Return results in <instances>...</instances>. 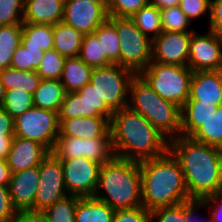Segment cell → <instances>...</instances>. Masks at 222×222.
I'll return each mask as SVG.
<instances>
[{
    "mask_svg": "<svg viewBox=\"0 0 222 222\" xmlns=\"http://www.w3.org/2000/svg\"><path fill=\"white\" fill-rule=\"evenodd\" d=\"M13 138L0 137V160H7Z\"/></svg>",
    "mask_w": 222,
    "mask_h": 222,
    "instance_id": "816d5d0a",
    "label": "cell"
},
{
    "mask_svg": "<svg viewBox=\"0 0 222 222\" xmlns=\"http://www.w3.org/2000/svg\"><path fill=\"white\" fill-rule=\"evenodd\" d=\"M17 222H49L43 210H23L16 216Z\"/></svg>",
    "mask_w": 222,
    "mask_h": 222,
    "instance_id": "c3c4849f",
    "label": "cell"
},
{
    "mask_svg": "<svg viewBox=\"0 0 222 222\" xmlns=\"http://www.w3.org/2000/svg\"><path fill=\"white\" fill-rule=\"evenodd\" d=\"M135 73L118 64L92 69L90 83L96 88L101 101L115 112L128 106L130 83Z\"/></svg>",
    "mask_w": 222,
    "mask_h": 222,
    "instance_id": "ba28073f",
    "label": "cell"
},
{
    "mask_svg": "<svg viewBox=\"0 0 222 222\" xmlns=\"http://www.w3.org/2000/svg\"><path fill=\"white\" fill-rule=\"evenodd\" d=\"M34 106L33 94L20 90H6L2 108L13 118L23 114Z\"/></svg>",
    "mask_w": 222,
    "mask_h": 222,
    "instance_id": "e575fe53",
    "label": "cell"
},
{
    "mask_svg": "<svg viewBox=\"0 0 222 222\" xmlns=\"http://www.w3.org/2000/svg\"><path fill=\"white\" fill-rule=\"evenodd\" d=\"M92 67L86 65L78 56L66 57L60 78L66 93L75 92L90 82Z\"/></svg>",
    "mask_w": 222,
    "mask_h": 222,
    "instance_id": "603a6c76",
    "label": "cell"
},
{
    "mask_svg": "<svg viewBox=\"0 0 222 222\" xmlns=\"http://www.w3.org/2000/svg\"><path fill=\"white\" fill-rule=\"evenodd\" d=\"M53 25L22 23L21 45L34 47L43 52L53 49Z\"/></svg>",
    "mask_w": 222,
    "mask_h": 222,
    "instance_id": "4316f807",
    "label": "cell"
},
{
    "mask_svg": "<svg viewBox=\"0 0 222 222\" xmlns=\"http://www.w3.org/2000/svg\"><path fill=\"white\" fill-rule=\"evenodd\" d=\"M187 201L150 211L149 222H185Z\"/></svg>",
    "mask_w": 222,
    "mask_h": 222,
    "instance_id": "60d3db41",
    "label": "cell"
},
{
    "mask_svg": "<svg viewBox=\"0 0 222 222\" xmlns=\"http://www.w3.org/2000/svg\"><path fill=\"white\" fill-rule=\"evenodd\" d=\"M91 2H94V3H97V4H106L107 5V2L108 0H90Z\"/></svg>",
    "mask_w": 222,
    "mask_h": 222,
    "instance_id": "11a10c76",
    "label": "cell"
},
{
    "mask_svg": "<svg viewBox=\"0 0 222 222\" xmlns=\"http://www.w3.org/2000/svg\"><path fill=\"white\" fill-rule=\"evenodd\" d=\"M11 175L7 160H0V185H9Z\"/></svg>",
    "mask_w": 222,
    "mask_h": 222,
    "instance_id": "f907efd6",
    "label": "cell"
},
{
    "mask_svg": "<svg viewBox=\"0 0 222 222\" xmlns=\"http://www.w3.org/2000/svg\"><path fill=\"white\" fill-rule=\"evenodd\" d=\"M18 211L12 204L8 185H0V221L16 218Z\"/></svg>",
    "mask_w": 222,
    "mask_h": 222,
    "instance_id": "ee69618b",
    "label": "cell"
},
{
    "mask_svg": "<svg viewBox=\"0 0 222 222\" xmlns=\"http://www.w3.org/2000/svg\"><path fill=\"white\" fill-rule=\"evenodd\" d=\"M113 114L114 111L101 101L90 82L78 91L66 93L58 112L59 120L76 117H106L111 120Z\"/></svg>",
    "mask_w": 222,
    "mask_h": 222,
    "instance_id": "8fae6325",
    "label": "cell"
},
{
    "mask_svg": "<svg viewBox=\"0 0 222 222\" xmlns=\"http://www.w3.org/2000/svg\"><path fill=\"white\" fill-rule=\"evenodd\" d=\"M150 211L143 206L115 210L112 222H149Z\"/></svg>",
    "mask_w": 222,
    "mask_h": 222,
    "instance_id": "7bdbcfd3",
    "label": "cell"
},
{
    "mask_svg": "<svg viewBox=\"0 0 222 222\" xmlns=\"http://www.w3.org/2000/svg\"><path fill=\"white\" fill-rule=\"evenodd\" d=\"M52 153L60 160L84 157L101 165L115 157L111 131L101 138L58 136Z\"/></svg>",
    "mask_w": 222,
    "mask_h": 222,
    "instance_id": "30bf717a",
    "label": "cell"
},
{
    "mask_svg": "<svg viewBox=\"0 0 222 222\" xmlns=\"http://www.w3.org/2000/svg\"><path fill=\"white\" fill-rule=\"evenodd\" d=\"M148 4L149 0H108L107 13L109 17L131 18Z\"/></svg>",
    "mask_w": 222,
    "mask_h": 222,
    "instance_id": "ab89813d",
    "label": "cell"
},
{
    "mask_svg": "<svg viewBox=\"0 0 222 222\" xmlns=\"http://www.w3.org/2000/svg\"><path fill=\"white\" fill-rule=\"evenodd\" d=\"M169 150L181 165L190 199L222 191V149L180 135L169 141Z\"/></svg>",
    "mask_w": 222,
    "mask_h": 222,
    "instance_id": "6da1fadb",
    "label": "cell"
},
{
    "mask_svg": "<svg viewBox=\"0 0 222 222\" xmlns=\"http://www.w3.org/2000/svg\"><path fill=\"white\" fill-rule=\"evenodd\" d=\"M5 94H6V88L4 87L0 79V107H2V104L4 102Z\"/></svg>",
    "mask_w": 222,
    "mask_h": 222,
    "instance_id": "db71d44e",
    "label": "cell"
},
{
    "mask_svg": "<svg viewBox=\"0 0 222 222\" xmlns=\"http://www.w3.org/2000/svg\"><path fill=\"white\" fill-rule=\"evenodd\" d=\"M149 3L159 10L179 6L180 0H149Z\"/></svg>",
    "mask_w": 222,
    "mask_h": 222,
    "instance_id": "f5cc1de1",
    "label": "cell"
},
{
    "mask_svg": "<svg viewBox=\"0 0 222 222\" xmlns=\"http://www.w3.org/2000/svg\"><path fill=\"white\" fill-rule=\"evenodd\" d=\"M140 75L161 98L180 108L189 98L193 71L188 66L151 62Z\"/></svg>",
    "mask_w": 222,
    "mask_h": 222,
    "instance_id": "8992f818",
    "label": "cell"
},
{
    "mask_svg": "<svg viewBox=\"0 0 222 222\" xmlns=\"http://www.w3.org/2000/svg\"><path fill=\"white\" fill-rule=\"evenodd\" d=\"M59 123L58 136L63 137L101 138L110 131V120L106 117H76Z\"/></svg>",
    "mask_w": 222,
    "mask_h": 222,
    "instance_id": "ffe728a7",
    "label": "cell"
},
{
    "mask_svg": "<svg viewBox=\"0 0 222 222\" xmlns=\"http://www.w3.org/2000/svg\"><path fill=\"white\" fill-rule=\"evenodd\" d=\"M193 140L222 149V107L191 136Z\"/></svg>",
    "mask_w": 222,
    "mask_h": 222,
    "instance_id": "f546056e",
    "label": "cell"
},
{
    "mask_svg": "<svg viewBox=\"0 0 222 222\" xmlns=\"http://www.w3.org/2000/svg\"><path fill=\"white\" fill-rule=\"evenodd\" d=\"M110 131L115 156L122 159L142 162L169 150V140L128 106L114 112Z\"/></svg>",
    "mask_w": 222,
    "mask_h": 222,
    "instance_id": "7a4b0ae2",
    "label": "cell"
},
{
    "mask_svg": "<svg viewBox=\"0 0 222 222\" xmlns=\"http://www.w3.org/2000/svg\"><path fill=\"white\" fill-rule=\"evenodd\" d=\"M79 200V196L67 195L43 211L49 222H75V212Z\"/></svg>",
    "mask_w": 222,
    "mask_h": 222,
    "instance_id": "836d02e7",
    "label": "cell"
},
{
    "mask_svg": "<svg viewBox=\"0 0 222 222\" xmlns=\"http://www.w3.org/2000/svg\"><path fill=\"white\" fill-rule=\"evenodd\" d=\"M0 222H17L16 218L12 219V220H8V221H0Z\"/></svg>",
    "mask_w": 222,
    "mask_h": 222,
    "instance_id": "6f0895ef",
    "label": "cell"
},
{
    "mask_svg": "<svg viewBox=\"0 0 222 222\" xmlns=\"http://www.w3.org/2000/svg\"><path fill=\"white\" fill-rule=\"evenodd\" d=\"M162 32H193L192 23L179 6L160 10ZM189 28V29H188Z\"/></svg>",
    "mask_w": 222,
    "mask_h": 222,
    "instance_id": "d590c367",
    "label": "cell"
},
{
    "mask_svg": "<svg viewBox=\"0 0 222 222\" xmlns=\"http://www.w3.org/2000/svg\"><path fill=\"white\" fill-rule=\"evenodd\" d=\"M120 42V66L140 74L152 59V39L144 35L131 18L108 17Z\"/></svg>",
    "mask_w": 222,
    "mask_h": 222,
    "instance_id": "52a82bcc",
    "label": "cell"
},
{
    "mask_svg": "<svg viewBox=\"0 0 222 222\" xmlns=\"http://www.w3.org/2000/svg\"><path fill=\"white\" fill-rule=\"evenodd\" d=\"M204 207L210 209L209 216L211 222H222V191L216 195L208 196L200 200Z\"/></svg>",
    "mask_w": 222,
    "mask_h": 222,
    "instance_id": "f6af8a7d",
    "label": "cell"
},
{
    "mask_svg": "<svg viewBox=\"0 0 222 222\" xmlns=\"http://www.w3.org/2000/svg\"><path fill=\"white\" fill-rule=\"evenodd\" d=\"M209 29L222 36V0H211Z\"/></svg>",
    "mask_w": 222,
    "mask_h": 222,
    "instance_id": "bcb514c9",
    "label": "cell"
},
{
    "mask_svg": "<svg viewBox=\"0 0 222 222\" xmlns=\"http://www.w3.org/2000/svg\"><path fill=\"white\" fill-rule=\"evenodd\" d=\"M188 67L193 71L222 70V36L207 30L192 32Z\"/></svg>",
    "mask_w": 222,
    "mask_h": 222,
    "instance_id": "5bb4252c",
    "label": "cell"
},
{
    "mask_svg": "<svg viewBox=\"0 0 222 222\" xmlns=\"http://www.w3.org/2000/svg\"><path fill=\"white\" fill-rule=\"evenodd\" d=\"M66 57L51 49L44 53L37 74L44 80H60Z\"/></svg>",
    "mask_w": 222,
    "mask_h": 222,
    "instance_id": "74e56055",
    "label": "cell"
},
{
    "mask_svg": "<svg viewBox=\"0 0 222 222\" xmlns=\"http://www.w3.org/2000/svg\"><path fill=\"white\" fill-rule=\"evenodd\" d=\"M192 32H161L152 40L151 62L188 66Z\"/></svg>",
    "mask_w": 222,
    "mask_h": 222,
    "instance_id": "2e32d148",
    "label": "cell"
},
{
    "mask_svg": "<svg viewBox=\"0 0 222 222\" xmlns=\"http://www.w3.org/2000/svg\"><path fill=\"white\" fill-rule=\"evenodd\" d=\"M44 53L41 49L20 45L13 53L10 67L20 71H36Z\"/></svg>",
    "mask_w": 222,
    "mask_h": 222,
    "instance_id": "8d00e7d4",
    "label": "cell"
},
{
    "mask_svg": "<svg viewBox=\"0 0 222 222\" xmlns=\"http://www.w3.org/2000/svg\"><path fill=\"white\" fill-rule=\"evenodd\" d=\"M204 209L205 207L202 205L200 201L195 200H187V214L185 222H211L210 217L205 218L198 216L196 211L199 212V209ZM196 214V215H195ZM199 218H198V217Z\"/></svg>",
    "mask_w": 222,
    "mask_h": 222,
    "instance_id": "681fc988",
    "label": "cell"
},
{
    "mask_svg": "<svg viewBox=\"0 0 222 222\" xmlns=\"http://www.w3.org/2000/svg\"><path fill=\"white\" fill-rule=\"evenodd\" d=\"M0 137L14 138V119L0 107Z\"/></svg>",
    "mask_w": 222,
    "mask_h": 222,
    "instance_id": "7dc6e473",
    "label": "cell"
},
{
    "mask_svg": "<svg viewBox=\"0 0 222 222\" xmlns=\"http://www.w3.org/2000/svg\"><path fill=\"white\" fill-rule=\"evenodd\" d=\"M39 186L35 196L34 210H44L65 198L68 193L60 159L50 152L38 166Z\"/></svg>",
    "mask_w": 222,
    "mask_h": 222,
    "instance_id": "7c38bea8",
    "label": "cell"
},
{
    "mask_svg": "<svg viewBox=\"0 0 222 222\" xmlns=\"http://www.w3.org/2000/svg\"><path fill=\"white\" fill-rule=\"evenodd\" d=\"M93 196L114 210L142 206L139 162L115 156L102 164L97 189Z\"/></svg>",
    "mask_w": 222,
    "mask_h": 222,
    "instance_id": "277c9868",
    "label": "cell"
},
{
    "mask_svg": "<svg viewBox=\"0 0 222 222\" xmlns=\"http://www.w3.org/2000/svg\"><path fill=\"white\" fill-rule=\"evenodd\" d=\"M53 36V49L60 55L64 57L79 55L84 36L81 32L61 21L53 25Z\"/></svg>",
    "mask_w": 222,
    "mask_h": 222,
    "instance_id": "cb8c5ba5",
    "label": "cell"
},
{
    "mask_svg": "<svg viewBox=\"0 0 222 222\" xmlns=\"http://www.w3.org/2000/svg\"><path fill=\"white\" fill-rule=\"evenodd\" d=\"M108 17L106 4L90 0H64L62 21L83 35L93 33Z\"/></svg>",
    "mask_w": 222,
    "mask_h": 222,
    "instance_id": "9a60e30c",
    "label": "cell"
},
{
    "mask_svg": "<svg viewBox=\"0 0 222 222\" xmlns=\"http://www.w3.org/2000/svg\"><path fill=\"white\" fill-rule=\"evenodd\" d=\"M115 210L94 196L80 197L75 222H112Z\"/></svg>",
    "mask_w": 222,
    "mask_h": 222,
    "instance_id": "d4e9b609",
    "label": "cell"
},
{
    "mask_svg": "<svg viewBox=\"0 0 222 222\" xmlns=\"http://www.w3.org/2000/svg\"><path fill=\"white\" fill-rule=\"evenodd\" d=\"M60 161L68 195L93 196L97 189L101 164L84 157Z\"/></svg>",
    "mask_w": 222,
    "mask_h": 222,
    "instance_id": "4fadbf2b",
    "label": "cell"
},
{
    "mask_svg": "<svg viewBox=\"0 0 222 222\" xmlns=\"http://www.w3.org/2000/svg\"><path fill=\"white\" fill-rule=\"evenodd\" d=\"M218 106L205 102H185L181 107V136L190 137L205 121L216 114Z\"/></svg>",
    "mask_w": 222,
    "mask_h": 222,
    "instance_id": "7402d4cb",
    "label": "cell"
},
{
    "mask_svg": "<svg viewBox=\"0 0 222 222\" xmlns=\"http://www.w3.org/2000/svg\"><path fill=\"white\" fill-rule=\"evenodd\" d=\"M0 79L6 90L20 89L31 94L42 81L36 71H20L11 67L0 70Z\"/></svg>",
    "mask_w": 222,
    "mask_h": 222,
    "instance_id": "83f0119b",
    "label": "cell"
},
{
    "mask_svg": "<svg viewBox=\"0 0 222 222\" xmlns=\"http://www.w3.org/2000/svg\"><path fill=\"white\" fill-rule=\"evenodd\" d=\"M39 179L38 166L12 173L8 188L12 204L18 212L34 210Z\"/></svg>",
    "mask_w": 222,
    "mask_h": 222,
    "instance_id": "e0dca14e",
    "label": "cell"
},
{
    "mask_svg": "<svg viewBox=\"0 0 222 222\" xmlns=\"http://www.w3.org/2000/svg\"><path fill=\"white\" fill-rule=\"evenodd\" d=\"M66 91L60 80H44L33 93L34 107L59 112Z\"/></svg>",
    "mask_w": 222,
    "mask_h": 222,
    "instance_id": "484cf974",
    "label": "cell"
},
{
    "mask_svg": "<svg viewBox=\"0 0 222 222\" xmlns=\"http://www.w3.org/2000/svg\"><path fill=\"white\" fill-rule=\"evenodd\" d=\"M25 0H0V26L22 24Z\"/></svg>",
    "mask_w": 222,
    "mask_h": 222,
    "instance_id": "f35d334b",
    "label": "cell"
},
{
    "mask_svg": "<svg viewBox=\"0 0 222 222\" xmlns=\"http://www.w3.org/2000/svg\"><path fill=\"white\" fill-rule=\"evenodd\" d=\"M139 164L142 206L145 209L152 211L191 200L181 165L170 150Z\"/></svg>",
    "mask_w": 222,
    "mask_h": 222,
    "instance_id": "3957f363",
    "label": "cell"
},
{
    "mask_svg": "<svg viewBox=\"0 0 222 222\" xmlns=\"http://www.w3.org/2000/svg\"><path fill=\"white\" fill-rule=\"evenodd\" d=\"M179 7L186 17L193 23L202 15L210 18L211 0H180Z\"/></svg>",
    "mask_w": 222,
    "mask_h": 222,
    "instance_id": "b9f144b4",
    "label": "cell"
},
{
    "mask_svg": "<svg viewBox=\"0 0 222 222\" xmlns=\"http://www.w3.org/2000/svg\"><path fill=\"white\" fill-rule=\"evenodd\" d=\"M78 57L92 68L113 64L106 54H103L102 44L94 33L83 36Z\"/></svg>",
    "mask_w": 222,
    "mask_h": 222,
    "instance_id": "4dcf8cb0",
    "label": "cell"
},
{
    "mask_svg": "<svg viewBox=\"0 0 222 222\" xmlns=\"http://www.w3.org/2000/svg\"><path fill=\"white\" fill-rule=\"evenodd\" d=\"M219 106L222 107V70H221V96H220Z\"/></svg>",
    "mask_w": 222,
    "mask_h": 222,
    "instance_id": "9f6ffc18",
    "label": "cell"
},
{
    "mask_svg": "<svg viewBox=\"0 0 222 222\" xmlns=\"http://www.w3.org/2000/svg\"><path fill=\"white\" fill-rule=\"evenodd\" d=\"M59 124L58 112L33 106L14 119V136L36 141L52 152Z\"/></svg>",
    "mask_w": 222,
    "mask_h": 222,
    "instance_id": "9c48e42d",
    "label": "cell"
},
{
    "mask_svg": "<svg viewBox=\"0 0 222 222\" xmlns=\"http://www.w3.org/2000/svg\"><path fill=\"white\" fill-rule=\"evenodd\" d=\"M128 107L145 117L169 141L181 135V108L161 98L140 74L131 80Z\"/></svg>",
    "mask_w": 222,
    "mask_h": 222,
    "instance_id": "5b68a950",
    "label": "cell"
},
{
    "mask_svg": "<svg viewBox=\"0 0 222 222\" xmlns=\"http://www.w3.org/2000/svg\"><path fill=\"white\" fill-rule=\"evenodd\" d=\"M103 47V54L113 63L120 65V42L115 26L107 19L94 32Z\"/></svg>",
    "mask_w": 222,
    "mask_h": 222,
    "instance_id": "d6a6232c",
    "label": "cell"
},
{
    "mask_svg": "<svg viewBox=\"0 0 222 222\" xmlns=\"http://www.w3.org/2000/svg\"><path fill=\"white\" fill-rule=\"evenodd\" d=\"M131 19L137 28L152 40L162 32L160 10L150 3L135 13Z\"/></svg>",
    "mask_w": 222,
    "mask_h": 222,
    "instance_id": "1f68e13d",
    "label": "cell"
},
{
    "mask_svg": "<svg viewBox=\"0 0 222 222\" xmlns=\"http://www.w3.org/2000/svg\"><path fill=\"white\" fill-rule=\"evenodd\" d=\"M22 24L0 26V70L10 68L13 53L21 45Z\"/></svg>",
    "mask_w": 222,
    "mask_h": 222,
    "instance_id": "f1b7e54d",
    "label": "cell"
},
{
    "mask_svg": "<svg viewBox=\"0 0 222 222\" xmlns=\"http://www.w3.org/2000/svg\"><path fill=\"white\" fill-rule=\"evenodd\" d=\"M64 0H25L23 23L55 25L63 20Z\"/></svg>",
    "mask_w": 222,
    "mask_h": 222,
    "instance_id": "44dd1931",
    "label": "cell"
},
{
    "mask_svg": "<svg viewBox=\"0 0 222 222\" xmlns=\"http://www.w3.org/2000/svg\"><path fill=\"white\" fill-rule=\"evenodd\" d=\"M221 96V70L193 72L190 95L186 102H205L219 106Z\"/></svg>",
    "mask_w": 222,
    "mask_h": 222,
    "instance_id": "d6986e66",
    "label": "cell"
},
{
    "mask_svg": "<svg viewBox=\"0 0 222 222\" xmlns=\"http://www.w3.org/2000/svg\"><path fill=\"white\" fill-rule=\"evenodd\" d=\"M50 151L40 143L20 137L12 140L7 163L11 173L39 166Z\"/></svg>",
    "mask_w": 222,
    "mask_h": 222,
    "instance_id": "ac0fdd59",
    "label": "cell"
}]
</instances>
